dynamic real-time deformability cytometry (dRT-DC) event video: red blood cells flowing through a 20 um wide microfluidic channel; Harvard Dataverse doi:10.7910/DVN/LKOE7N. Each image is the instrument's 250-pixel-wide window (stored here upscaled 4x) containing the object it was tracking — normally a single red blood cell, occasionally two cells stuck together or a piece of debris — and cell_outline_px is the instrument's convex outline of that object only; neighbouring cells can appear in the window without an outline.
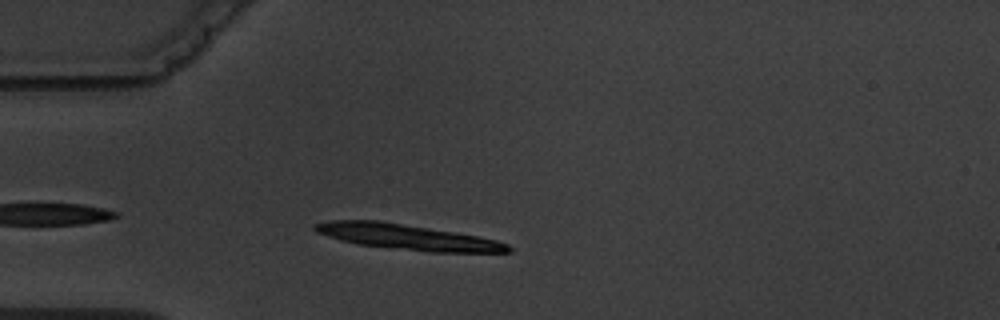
{"species": "common noctule bat (a hibernating species)", "species_latin": "Nyctalus noctula", "temperature_condition": "warm", "stored_images_in_passage": 3, "camera_frame_rate_fps": 3000, "um_per_image_px": 0.085, "animal": {"sex": "male", "body_mass_g": 19.5, "forearm_length_mm": 54.6}, "frame": {"image": 1, "passage_image": 3, "time_ms": 2.333, "image_size_px": [1000, 320], "cell_outline_px": [[512, 252], [428, 252], [388, 248], [360, 244], [340, 240], [316, 232], [312, 228], [312, 224], [332, 220], [380, 220], [476, 236], [496, 240], [508, 244], [512, 248]], "centroid_in_image_um": [34.58, 20.14], "position_along_channel_um": 50.4, "area_um2": 28.5}}